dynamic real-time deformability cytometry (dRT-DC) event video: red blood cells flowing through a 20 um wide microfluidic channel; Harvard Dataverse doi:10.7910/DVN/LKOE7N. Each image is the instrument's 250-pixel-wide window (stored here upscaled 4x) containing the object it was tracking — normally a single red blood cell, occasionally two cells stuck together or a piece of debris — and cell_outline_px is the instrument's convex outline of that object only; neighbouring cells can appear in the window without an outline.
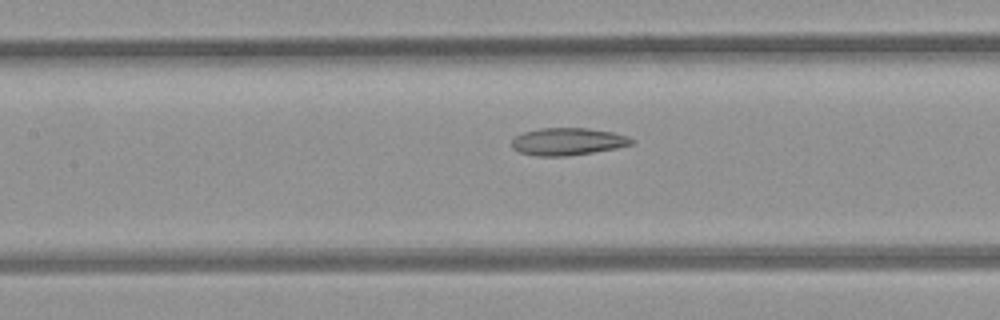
{"species": "common noctule bat (a hibernating species)", "species_latin": "Nyctalus noctula", "temperature_condition": "room temperature", "stored_images_in_passage": 9, "segment_of_instrument_passage": [2, 2], "camera_frame_rate_fps": 3000, "um_per_image_px": 0.085, "animal": {"sex": "female", "body_mass_g": 21.9}, "frame": {"image": 1, "passage_image": 9, "time_ms": 10.0, "image_size_px": [1000, 320], "cell_outline_px": [[636, 140], [632, 144], [616, 148], [568, 156], [536, 156], [520, 152], [512, 148], [512, 140], [516, 136], [524, 132], [540, 128], [584, 128], [612, 132], [628, 136]], "centroid_in_image_um": [48.26, 12.03], "position_along_channel_um": 159.1, "area_um2": 19.02}}